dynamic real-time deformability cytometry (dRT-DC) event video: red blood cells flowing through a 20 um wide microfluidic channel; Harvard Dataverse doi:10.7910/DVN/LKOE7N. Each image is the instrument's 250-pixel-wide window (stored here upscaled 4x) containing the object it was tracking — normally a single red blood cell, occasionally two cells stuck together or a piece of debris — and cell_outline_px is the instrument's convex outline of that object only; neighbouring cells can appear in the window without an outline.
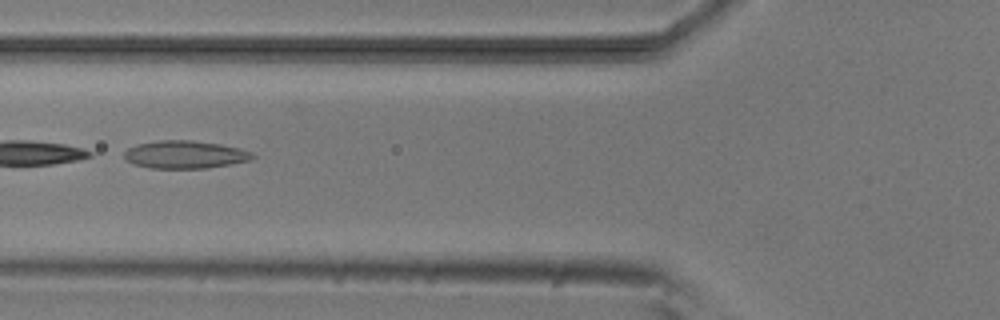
{"species": "common noctule bat (a hibernating species)", "species_latin": "Nyctalus noctula", "temperature_condition": "room temperature", "stored_images_in_passage": 2, "camera_frame_rate_fps": 3000, "um_per_image_px": 0.085, "animal": {"sex": "male", "body_mass_g": 20.5, "forearm_length_mm": 52.5}, "frame": {"image": 1, "passage_image": 2, "time_ms": 1.0, "image_size_px": [1000, 320], "cell_outline_px": [[256, 156], [248, 160], [228, 164], [204, 168], [148, 168], [132, 164], [124, 160], [124, 152], [128, 148], [136, 144], [160, 140], [192, 140], [220, 144], [240, 148], [252, 152]], "centroid_in_image_um": [15.66, 13.13], "position_along_channel_um": 110.1, "area_um2": 20.81}}